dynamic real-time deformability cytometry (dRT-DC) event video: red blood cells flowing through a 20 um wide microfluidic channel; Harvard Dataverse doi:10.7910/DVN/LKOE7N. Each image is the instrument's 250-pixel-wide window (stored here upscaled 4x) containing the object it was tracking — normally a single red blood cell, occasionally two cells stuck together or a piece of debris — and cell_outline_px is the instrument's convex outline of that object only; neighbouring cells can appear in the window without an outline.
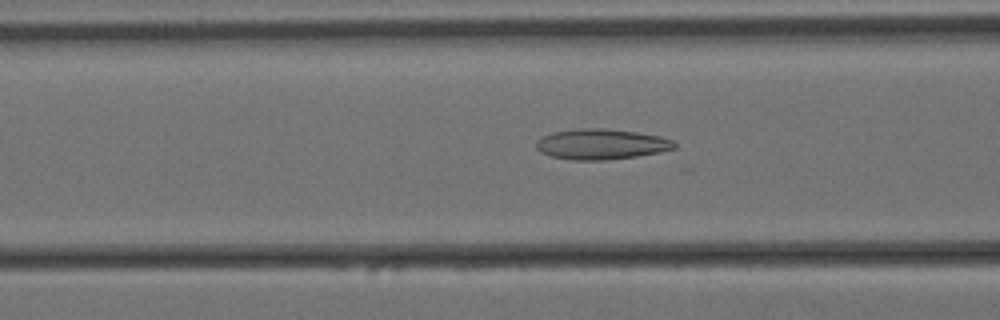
{"species": "Egyptian fruit bat (a non-hibernating species)", "species_latin": "Rousettus aegyptiacus", "temperature_condition": "cold", "stored_images_in_passage": 39, "camera_frame_rate_fps": 3000, "um_per_image_px": 0.085, "animal": {"sex": "female"}, "frame": {"image": 1, "passage_image": 22, "time_ms": 7.0, "image_size_px": [1000, 320], "cell_outline_px": [[676, 148], [660, 152], [636, 156], [604, 160], [568, 160], [552, 156], [540, 152], [536, 148], [536, 140], [540, 136], [552, 132], [576, 128], [604, 128], [636, 132], [660, 136], [672, 140], [676, 144]], "centroid_in_image_um": [51.06, 12.25], "position_along_channel_um": 115.5, "area_um2": 24.74}}
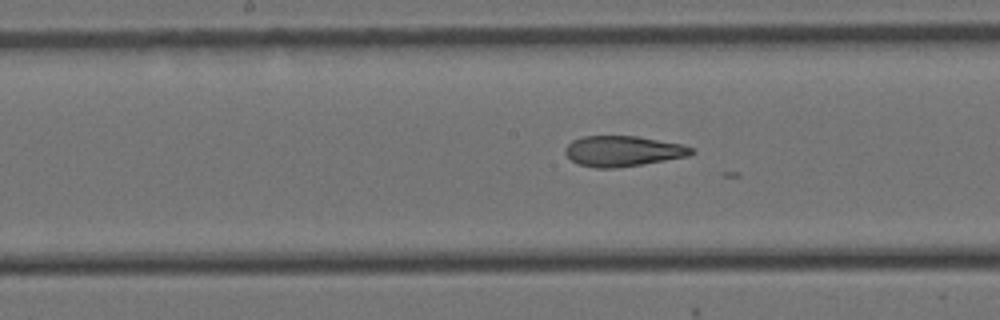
{"frame": {"image": 2, "passage_image": 29, "time_ms": 9.333, "image_size_px": [1000, 320], "cell_outline_px": [[696, 152], [688, 156], [616, 168], [596, 168], [576, 164], [564, 152], [564, 148], [572, 140], [584, 136], [636, 136], [684, 144], [696, 148]], "centroid_in_image_um": [52.96, 12.84], "position_along_channel_um": 195.2, "area_um2": 22.54}}
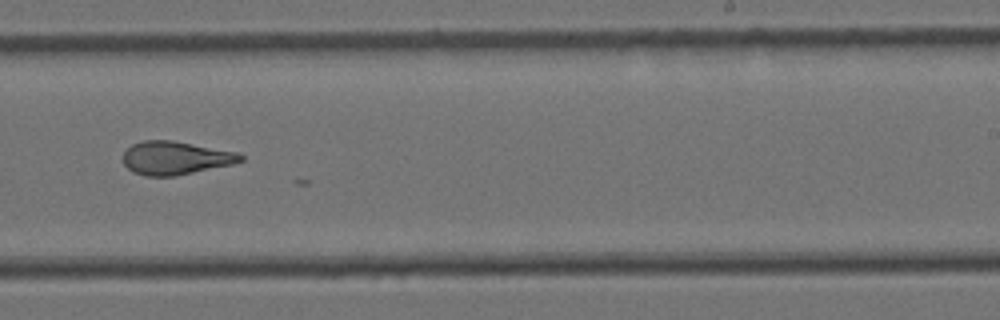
{"frame": {"image": 3, "passage_image": 36, "time_ms": 11.667, "image_size_px": [1000, 320], "cell_outline_px": [[244, 160], [232, 164], [176, 176], [144, 176], [132, 172], [124, 164], [124, 152], [132, 144], [144, 140], [172, 140], [236, 152], [244, 156]], "centroid_in_image_um": [14.9, 13.43], "position_along_channel_um": 274.1, "area_um2": 22.72}}